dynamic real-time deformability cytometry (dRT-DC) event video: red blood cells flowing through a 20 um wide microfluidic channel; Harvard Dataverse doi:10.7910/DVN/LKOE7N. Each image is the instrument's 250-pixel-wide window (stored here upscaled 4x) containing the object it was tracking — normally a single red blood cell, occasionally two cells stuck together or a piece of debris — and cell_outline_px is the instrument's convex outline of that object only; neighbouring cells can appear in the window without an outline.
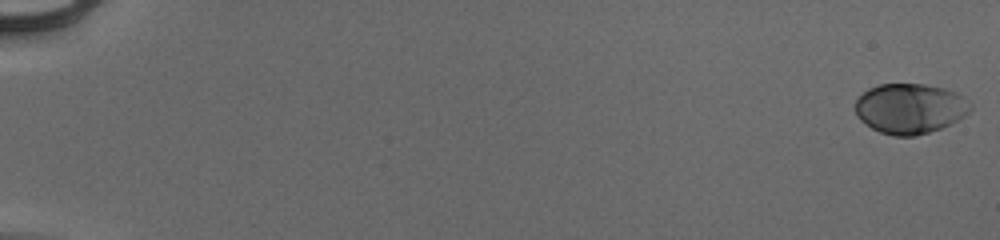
{"species": "human", "species_latin": "Homo sapiens", "temperature_condition": "cold", "stored_images_in_passage": 55, "camera_frame_rate_fps": 3000, "um_per_image_px": 0.085, "donor": {"sex": "male"}, "frame": {"image": 1, "passage_image": 1, "time_ms": 0.0, "image_size_px": [1000, 240], "cell_outline_px": [[972, 108], [964, 116], [940, 128], [916, 136], [892, 136], [880, 132], [872, 128], [860, 120], [856, 116], [856, 100], [868, 88], [880, 84], [924, 84], [944, 88], [956, 92], [964, 96], [972, 104]], "centroid_in_image_um": [77.35, 9.22], "position_along_channel_um": 7.7, "area_um2": 33.64}}
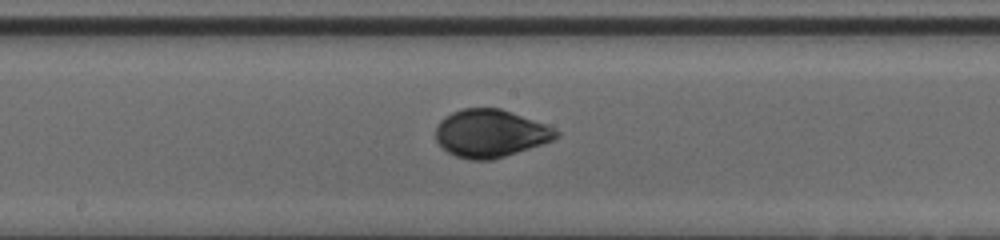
{"frame": {"image": 2, "passage_image": 32, "time_ms": 10.333, "image_size_px": [1000, 240], "cell_outline_px": [[560, 136], [552, 140], [492, 160], [468, 160], [456, 156], [448, 152], [436, 140], [436, 128], [440, 120], [444, 116], [452, 112], [464, 108], [500, 108], [512, 112], [544, 124], [560, 132]], "centroid_in_image_um": [41.65, 11.33], "position_along_channel_um": 206.5, "area_um2": 33.18}}
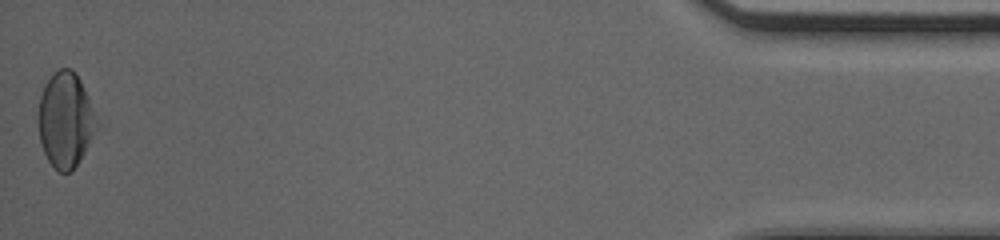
{"frame": {"image": 3, "passage_image": 55, "time_ms": 18.0, "image_size_px": [1000, 240], "cell_outline_px": [[100, 124], [80, 160], [72, 172], [60, 172], [48, 160], [44, 152], [40, 140], [36, 120], [36, 116], [40, 96], [44, 84], [60, 68], [72, 68], [76, 72], [80, 80]], "centroid_in_image_um": [5.55, 10.2], "position_along_channel_um": 429.6, "area_um2": 32.6}, "authors_computed_cell_mechanics": {"area_um2": 32.7148, "velocity_mm_per_s": 3.9436, "shape_relaxation_time_tau1_ms": 4.0796, "shape_relaxation_time_tau2_ms": 0.7683, "deformation_change_tau1": 0.1495, "deformation_change_tau2": 0.0368}}